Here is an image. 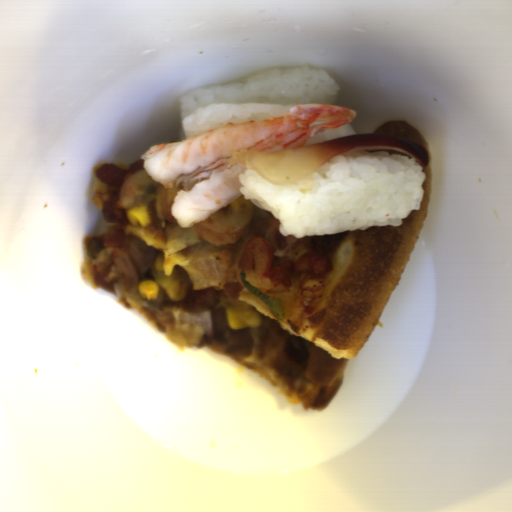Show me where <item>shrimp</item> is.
Instances as JSON below:
<instances>
[{"mask_svg": "<svg viewBox=\"0 0 512 512\" xmlns=\"http://www.w3.org/2000/svg\"><path fill=\"white\" fill-rule=\"evenodd\" d=\"M356 109L324 103L294 105L284 117L229 122L177 143L150 147L141 157L149 176L163 188L176 187L172 217L188 228L243 195L238 175L243 163L229 166L232 152L285 151L302 147L319 132L353 122Z\"/></svg>", "mask_w": 512, "mask_h": 512, "instance_id": "1", "label": "shrimp"}]
</instances>
